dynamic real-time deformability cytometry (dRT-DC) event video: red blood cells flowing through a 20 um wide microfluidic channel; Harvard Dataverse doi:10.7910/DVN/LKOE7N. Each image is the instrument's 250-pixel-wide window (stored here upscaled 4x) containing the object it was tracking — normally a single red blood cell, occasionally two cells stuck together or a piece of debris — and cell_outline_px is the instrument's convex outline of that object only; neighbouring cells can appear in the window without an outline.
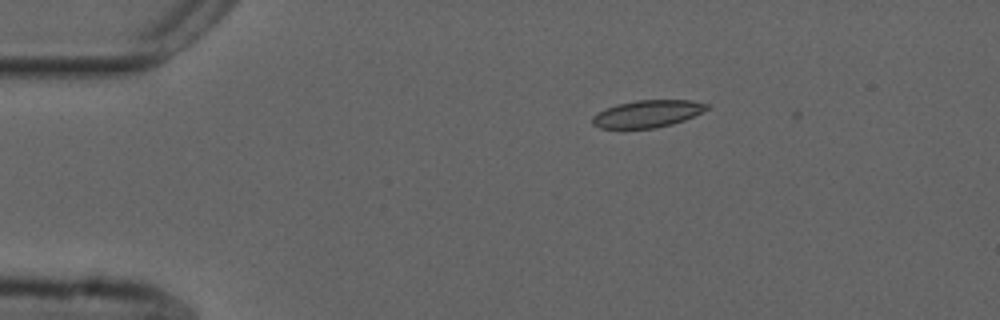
{"species": "common noctule bat (a hibernating species)", "species_latin": "Nyctalus noctula", "temperature_condition": "cold", "stored_images_in_passage": 6, "camera_frame_rate_fps": 3000, "um_per_image_px": 0.085, "animal": {"sex": "male", "forearm_length_mm": 52.5}, "frame": {"image": 1, "passage_image": 2, "time_ms": 0.333, "image_size_px": [1000, 320], "cell_outline_px": [[708, 108], [704, 112], [684, 120], [672, 124], [656, 128], [600, 128], [592, 124], [592, 116], [616, 104], [636, 100], [692, 100], [708, 104]], "centroid_in_image_um": [55.06, 9.67], "position_along_channel_um": 29.9, "area_um2": 18.09}}